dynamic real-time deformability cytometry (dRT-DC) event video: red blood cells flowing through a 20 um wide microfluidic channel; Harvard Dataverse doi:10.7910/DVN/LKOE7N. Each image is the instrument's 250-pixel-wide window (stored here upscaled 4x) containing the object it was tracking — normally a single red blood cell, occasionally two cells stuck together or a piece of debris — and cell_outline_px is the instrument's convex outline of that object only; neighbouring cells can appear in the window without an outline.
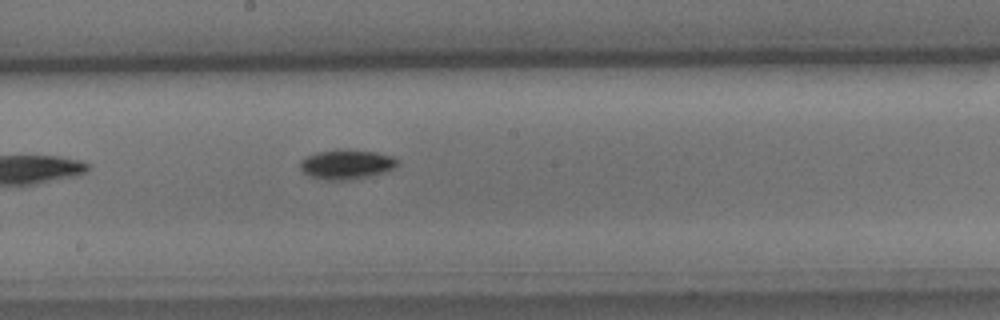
{"species": "common noctule bat (a hibernating species)", "species_latin": "Nyctalus noctula", "temperature_condition": "cold", "stored_images_in_passage": 6, "camera_frame_rate_fps": 3000, "um_per_image_px": 0.085, "animal": {"sex": "male", "body_mass_g": 15.6}, "frame": {"image": 1, "passage_image": 6, "time_ms": 6.0, "image_size_px": [1000, 320], "cell_outline_px": [[400, 164], [396, 168], [384, 172], [352, 180], [324, 180], [308, 176], [300, 168], [300, 160], [304, 156], [316, 152], [344, 148], [376, 152], [392, 156], [400, 160]], "centroid_in_image_um": [29.46, 13.96], "position_along_channel_um": 218.7, "area_um2": 17.28}}